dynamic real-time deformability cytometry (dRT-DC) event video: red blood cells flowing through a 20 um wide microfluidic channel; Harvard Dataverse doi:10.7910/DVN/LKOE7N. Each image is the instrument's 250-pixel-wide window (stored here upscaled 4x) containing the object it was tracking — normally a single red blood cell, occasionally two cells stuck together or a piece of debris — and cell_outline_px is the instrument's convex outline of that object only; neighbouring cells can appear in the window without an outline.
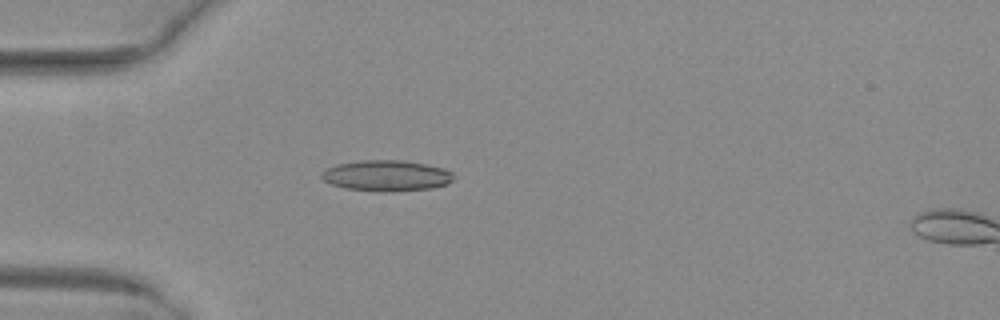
{"species": "common noctule bat (a hibernating species)", "species_latin": "Nyctalus noctula", "temperature_condition": "warm", "stored_images_in_passage": 18, "camera_frame_rate_fps": 3000, "um_per_image_px": 0.085, "animal": {"sex": "female", "body_mass_g": 29.2, "forearm_length_mm": 56.3}, "frame": {"image": 1, "passage_image": 16, "time_ms": 5.0, "image_size_px": [1000, 320], "cell_outline_px": [[452, 180], [448, 184], [432, 188], [392, 192], [384, 192], [344, 188], [332, 184], [324, 180], [320, 176], [320, 172], [336, 164], [360, 160], [400, 160], [424, 164], [444, 168], [452, 172]], "centroid_in_image_um": [32.83, 14.93], "position_along_channel_um": 52.2, "area_um2": 23.81}}